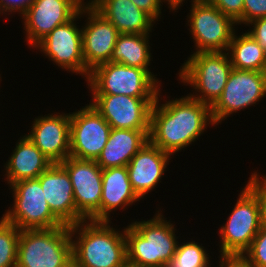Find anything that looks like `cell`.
<instances>
[{
  "instance_id": "4",
  "label": "cell",
  "mask_w": 266,
  "mask_h": 267,
  "mask_svg": "<svg viewBox=\"0 0 266 267\" xmlns=\"http://www.w3.org/2000/svg\"><path fill=\"white\" fill-rule=\"evenodd\" d=\"M232 69L227 51L199 52L188 56L176 75L194 89L193 94H187L189 97L212 107L222 95Z\"/></svg>"
},
{
  "instance_id": "6",
  "label": "cell",
  "mask_w": 266,
  "mask_h": 267,
  "mask_svg": "<svg viewBox=\"0 0 266 267\" xmlns=\"http://www.w3.org/2000/svg\"><path fill=\"white\" fill-rule=\"evenodd\" d=\"M87 85L92 95H126L135 98H157L162 87L146 69L116 62L96 66L90 72Z\"/></svg>"
},
{
  "instance_id": "33",
  "label": "cell",
  "mask_w": 266,
  "mask_h": 267,
  "mask_svg": "<svg viewBox=\"0 0 266 267\" xmlns=\"http://www.w3.org/2000/svg\"><path fill=\"white\" fill-rule=\"evenodd\" d=\"M34 2L35 0H0V15L16 12L22 17Z\"/></svg>"
},
{
  "instance_id": "29",
  "label": "cell",
  "mask_w": 266,
  "mask_h": 267,
  "mask_svg": "<svg viewBox=\"0 0 266 267\" xmlns=\"http://www.w3.org/2000/svg\"><path fill=\"white\" fill-rule=\"evenodd\" d=\"M260 173L257 170L251 173L245 186L257 197L261 226L266 227V175H259Z\"/></svg>"
},
{
  "instance_id": "20",
  "label": "cell",
  "mask_w": 266,
  "mask_h": 267,
  "mask_svg": "<svg viewBox=\"0 0 266 267\" xmlns=\"http://www.w3.org/2000/svg\"><path fill=\"white\" fill-rule=\"evenodd\" d=\"M120 34H150L156 23L131 0H89Z\"/></svg>"
},
{
  "instance_id": "35",
  "label": "cell",
  "mask_w": 266,
  "mask_h": 267,
  "mask_svg": "<svg viewBox=\"0 0 266 267\" xmlns=\"http://www.w3.org/2000/svg\"><path fill=\"white\" fill-rule=\"evenodd\" d=\"M218 258L219 267H253L243 255H219Z\"/></svg>"
},
{
  "instance_id": "2",
  "label": "cell",
  "mask_w": 266,
  "mask_h": 267,
  "mask_svg": "<svg viewBox=\"0 0 266 267\" xmlns=\"http://www.w3.org/2000/svg\"><path fill=\"white\" fill-rule=\"evenodd\" d=\"M110 223V224H109ZM84 220L70 226L73 260L82 267H127L125 227ZM117 230V231H116Z\"/></svg>"
},
{
  "instance_id": "32",
  "label": "cell",
  "mask_w": 266,
  "mask_h": 267,
  "mask_svg": "<svg viewBox=\"0 0 266 267\" xmlns=\"http://www.w3.org/2000/svg\"><path fill=\"white\" fill-rule=\"evenodd\" d=\"M139 9L147 13L155 22L161 19L162 5L167 3L169 10L173 12L172 0H131Z\"/></svg>"
},
{
  "instance_id": "27",
  "label": "cell",
  "mask_w": 266,
  "mask_h": 267,
  "mask_svg": "<svg viewBox=\"0 0 266 267\" xmlns=\"http://www.w3.org/2000/svg\"><path fill=\"white\" fill-rule=\"evenodd\" d=\"M20 229L0 218V267H16Z\"/></svg>"
},
{
  "instance_id": "34",
  "label": "cell",
  "mask_w": 266,
  "mask_h": 267,
  "mask_svg": "<svg viewBox=\"0 0 266 267\" xmlns=\"http://www.w3.org/2000/svg\"><path fill=\"white\" fill-rule=\"evenodd\" d=\"M246 26L250 28L246 32L266 51V17L255 19Z\"/></svg>"
},
{
  "instance_id": "7",
  "label": "cell",
  "mask_w": 266,
  "mask_h": 267,
  "mask_svg": "<svg viewBox=\"0 0 266 267\" xmlns=\"http://www.w3.org/2000/svg\"><path fill=\"white\" fill-rule=\"evenodd\" d=\"M9 187L14 203L2 215L7 222L20 230L64 226L49 208L38 178L18 181Z\"/></svg>"
},
{
  "instance_id": "9",
  "label": "cell",
  "mask_w": 266,
  "mask_h": 267,
  "mask_svg": "<svg viewBox=\"0 0 266 267\" xmlns=\"http://www.w3.org/2000/svg\"><path fill=\"white\" fill-rule=\"evenodd\" d=\"M225 224L219 229L220 255H242L261 228L257 197L245 186Z\"/></svg>"
},
{
  "instance_id": "10",
  "label": "cell",
  "mask_w": 266,
  "mask_h": 267,
  "mask_svg": "<svg viewBox=\"0 0 266 267\" xmlns=\"http://www.w3.org/2000/svg\"><path fill=\"white\" fill-rule=\"evenodd\" d=\"M266 97V71L233 68L222 95L211 107L215 126L238 111L249 109ZM255 104V105H254Z\"/></svg>"
},
{
  "instance_id": "11",
  "label": "cell",
  "mask_w": 266,
  "mask_h": 267,
  "mask_svg": "<svg viewBox=\"0 0 266 267\" xmlns=\"http://www.w3.org/2000/svg\"><path fill=\"white\" fill-rule=\"evenodd\" d=\"M82 18L79 12L67 23L54 28L41 39L33 48L39 49L49 61L72 74L89 78L90 70L85 66L82 52V28L77 19ZM77 22V23H76Z\"/></svg>"
},
{
  "instance_id": "21",
  "label": "cell",
  "mask_w": 266,
  "mask_h": 267,
  "mask_svg": "<svg viewBox=\"0 0 266 267\" xmlns=\"http://www.w3.org/2000/svg\"><path fill=\"white\" fill-rule=\"evenodd\" d=\"M139 200L129 180L127 166L102 169L100 221L110 222L112 211L120 208L124 211Z\"/></svg>"
},
{
  "instance_id": "16",
  "label": "cell",
  "mask_w": 266,
  "mask_h": 267,
  "mask_svg": "<svg viewBox=\"0 0 266 267\" xmlns=\"http://www.w3.org/2000/svg\"><path fill=\"white\" fill-rule=\"evenodd\" d=\"M87 18L82 28V52L85 66L92 71L96 66L110 62L119 32L87 1L80 7ZM84 14V15H83ZM88 16V17H87Z\"/></svg>"
},
{
  "instance_id": "8",
  "label": "cell",
  "mask_w": 266,
  "mask_h": 267,
  "mask_svg": "<svg viewBox=\"0 0 266 267\" xmlns=\"http://www.w3.org/2000/svg\"><path fill=\"white\" fill-rule=\"evenodd\" d=\"M187 15L189 34L193 37L194 52H225L237 23L208 2H191Z\"/></svg>"
},
{
  "instance_id": "24",
  "label": "cell",
  "mask_w": 266,
  "mask_h": 267,
  "mask_svg": "<svg viewBox=\"0 0 266 267\" xmlns=\"http://www.w3.org/2000/svg\"><path fill=\"white\" fill-rule=\"evenodd\" d=\"M150 34H119L110 62L146 69L158 82V79L151 69L152 54L150 49Z\"/></svg>"
},
{
  "instance_id": "37",
  "label": "cell",
  "mask_w": 266,
  "mask_h": 267,
  "mask_svg": "<svg viewBox=\"0 0 266 267\" xmlns=\"http://www.w3.org/2000/svg\"><path fill=\"white\" fill-rule=\"evenodd\" d=\"M66 267H82L78 265L74 260H72Z\"/></svg>"
},
{
  "instance_id": "26",
  "label": "cell",
  "mask_w": 266,
  "mask_h": 267,
  "mask_svg": "<svg viewBox=\"0 0 266 267\" xmlns=\"http://www.w3.org/2000/svg\"><path fill=\"white\" fill-rule=\"evenodd\" d=\"M202 245L192 239L178 242L174 256L164 267H211L209 253Z\"/></svg>"
},
{
  "instance_id": "17",
  "label": "cell",
  "mask_w": 266,
  "mask_h": 267,
  "mask_svg": "<svg viewBox=\"0 0 266 267\" xmlns=\"http://www.w3.org/2000/svg\"><path fill=\"white\" fill-rule=\"evenodd\" d=\"M32 122L31 132L25 136L52 163H61L70 156V112L37 116Z\"/></svg>"
},
{
  "instance_id": "23",
  "label": "cell",
  "mask_w": 266,
  "mask_h": 267,
  "mask_svg": "<svg viewBox=\"0 0 266 267\" xmlns=\"http://www.w3.org/2000/svg\"><path fill=\"white\" fill-rule=\"evenodd\" d=\"M148 135L149 130L112 128L105 147L95 161L102 169L127 166L149 141Z\"/></svg>"
},
{
  "instance_id": "14",
  "label": "cell",
  "mask_w": 266,
  "mask_h": 267,
  "mask_svg": "<svg viewBox=\"0 0 266 267\" xmlns=\"http://www.w3.org/2000/svg\"><path fill=\"white\" fill-rule=\"evenodd\" d=\"M111 126L89 103L70 113V156L96 160L108 141Z\"/></svg>"
},
{
  "instance_id": "25",
  "label": "cell",
  "mask_w": 266,
  "mask_h": 267,
  "mask_svg": "<svg viewBox=\"0 0 266 267\" xmlns=\"http://www.w3.org/2000/svg\"><path fill=\"white\" fill-rule=\"evenodd\" d=\"M235 31L228 48L233 68L250 71H266V51L248 33ZM238 35V36H237Z\"/></svg>"
},
{
  "instance_id": "36",
  "label": "cell",
  "mask_w": 266,
  "mask_h": 267,
  "mask_svg": "<svg viewBox=\"0 0 266 267\" xmlns=\"http://www.w3.org/2000/svg\"><path fill=\"white\" fill-rule=\"evenodd\" d=\"M209 1L210 0H191L190 2H209ZM183 2L185 3V0H172L173 11L178 12L177 10L180 9L181 6H183L182 5Z\"/></svg>"
},
{
  "instance_id": "22",
  "label": "cell",
  "mask_w": 266,
  "mask_h": 267,
  "mask_svg": "<svg viewBox=\"0 0 266 267\" xmlns=\"http://www.w3.org/2000/svg\"><path fill=\"white\" fill-rule=\"evenodd\" d=\"M17 141L4 165L3 176L9 186L18 181L38 178L52 164L27 136L22 135Z\"/></svg>"
},
{
  "instance_id": "19",
  "label": "cell",
  "mask_w": 266,
  "mask_h": 267,
  "mask_svg": "<svg viewBox=\"0 0 266 267\" xmlns=\"http://www.w3.org/2000/svg\"><path fill=\"white\" fill-rule=\"evenodd\" d=\"M172 155L149 141L132 157L127 165L129 180L136 195L141 199L162 182Z\"/></svg>"
},
{
  "instance_id": "13",
  "label": "cell",
  "mask_w": 266,
  "mask_h": 267,
  "mask_svg": "<svg viewBox=\"0 0 266 267\" xmlns=\"http://www.w3.org/2000/svg\"><path fill=\"white\" fill-rule=\"evenodd\" d=\"M90 104L111 128L149 130L150 116L156 98L126 95H92Z\"/></svg>"
},
{
  "instance_id": "30",
  "label": "cell",
  "mask_w": 266,
  "mask_h": 267,
  "mask_svg": "<svg viewBox=\"0 0 266 267\" xmlns=\"http://www.w3.org/2000/svg\"><path fill=\"white\" fill-rule=\"evenodd\" d=\"M266 17V0H244L243 17L237 25L245 26L251 21Z\"/></svg>"
},
{
  "instance_id": "1",
  "label": "cell",
  "mask_w": 266,
  "mask_h": 267,
  "mask_svg": "<svg viewBox=\"0 0 266 267\" xmlns=\"http://www.w3.org/2000/svg\"><path fill=\"white\" fill-rule=\"evenodd\" d=\"M160 95L161 89L151 110L149 142L173 157L197 141L207 126H215V123L207 104L188 95L172 100L168 96L169 100L165 99L161 104Z\"/></svg>"
},
{
  "instance_id": "15",
  "label": "cell",
  "mask_w": 266,
  "mask_h": 267,
  "mask_svg": "<svg viewBox=\"0 0 266 267\" xmlns=\"http://www.w3.org/2000/svg\"><path fill=\"white\" fill-rule=\"evenodd\" d=\"M85 0H35L21 17L28 47H34L54 28L71 20Z\"/></svg>"
},
{
  "instance_id": "12",
  "label": "cell",
  "mask_w": 266,
  "mask_h": 267,
  "mask_svg": "<svg viewBox=\"0 0 266 267\" xmlns=\"http://www.w3.org/2000/svg\"><path fill=\"white\" fill-rule=\"evenodd\" d=\"M68 172L76 204V224L84 220L100 221L102 168L95 160L67 157L60 163Z\"/></svg>"
},
{
  "instance_id": "3",
  "label": "cell",
  "mask_w": 266,
  "mask_h": 267,
  "mask_svg": "<svg viewBox=\"0 0 266 267\" xmlns=\"http://www.w3.org/2000/svg\"><path fill=\"white\" fill-rule=\"evenodd\" d=\"M153 218L134 221L125 227L127 264L129 267H164L178 245L175 225L166 220L161 209Z\"/></svg>"
},
{
  "instance_id": "18",
  "label": "cell",
  "mask_w": 266,
  "mask_h": 267,
  "mask_svg": "<svg viewBox=\"0 0 266 267\" xmlns=\"http://www.w3.org/2000/svg\"><path fill=\"white\" fill-rule=\"evenodd\" d=\"M45 200L64 224H76V204L70 176L60 163H52L39 177Z\"/></svg>"
},
{
  "instance_id": "31",
  "label": "cell",
  "mask_w": 266,
  "mask_h": 267,
  "mask_svg": "<svg viewBox=\"0 0 266 267\" xmlns=\"http://www.w3.org/2000/svg\"><path fill=\"white\" fill-rule=\"evenodd\" d=\"M208 3L231 17L236 23L243 17L244 0H210Z\"/></svg>"
},
{
  "instance_id": "5",
  "label": "cell",
  "mask_w": 266,
  "mask_h": 267,
  "mask_svg": "<svg viewBox=\"0 0 266 267\" xmlns=\"http://www.w3.org/2000/svg\"><path fill=\"white\" fill-rule=\"evenodd\" d=\"M72 260L70 226L20 231L16 267H66Z\"/></svg>"
},
{
  "instance_id": "28",
  "label": "cell",
  "mask_w": 266,
  "mask_h": 267,
  "mask_svg": "<svg viewBox=\"0 0 266 267\" xmlns=\"http://www.w3.org/2000/svg\"><path fill=\"white\" fill-rule=\"evenodd\" d=\"M242 255L253 267H266V227L261 226L250 247Z\"/></svg>"
}]
</instances>
